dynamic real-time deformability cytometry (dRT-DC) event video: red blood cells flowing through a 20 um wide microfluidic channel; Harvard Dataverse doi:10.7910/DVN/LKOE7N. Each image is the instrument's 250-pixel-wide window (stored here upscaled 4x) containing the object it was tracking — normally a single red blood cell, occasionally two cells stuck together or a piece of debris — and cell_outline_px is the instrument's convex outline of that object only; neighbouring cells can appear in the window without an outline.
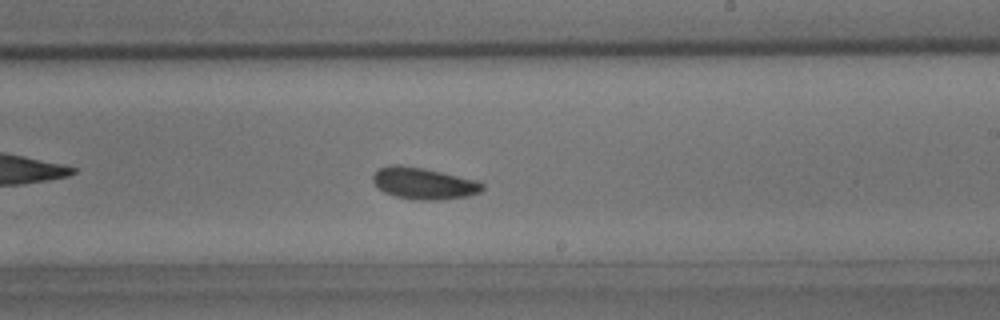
{"species": "common noctule bat (a hibernating species)", "species_latin": "Nyctalus noctula", "temperature_condition": "room temperature", "stored_images_in_passage": 43, "camera_frame_rate_fps": 3000, "um_per_image_px": 0.085, "animal": {"sex": "male", "body_mass_g": 15.6}, "frame": {"image": 1, "passage_image": 25, "time_ms": 8.0, "image_size_px": [1000, 320], "cell_outline_px": [[484, 188], [480, 192], [468, 196], [440, 200], [416, 200], [396, 196], [384, 192], [372, 180], [372, 176], [380, 168], [392, 164], [400, 164], [424, 168], [480, 180], [484, 184]], "centroid_in_image_um": [36.07, 15.58], "position_along_channel_um": 252.9, "area_um2": 20.35}}
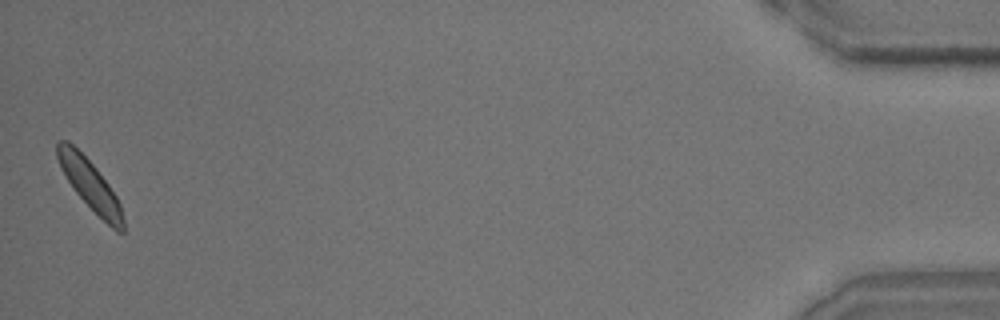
{"frame": {"image": 2, "passage_image": 43, "time_ms": 14.0, "image_size_px": [1000, 320], "cell_outline_px": [[124, 232], [116, 232], [76, 192], [68, 180], [56, 156], [56, 140], [68, 140], [96, 168], [108, 184], [116, 196], [120, 204], [124, 220]], "centroid_in_image_um": [7.65, 15.69], "position_along_channel_um": 427.5, "area_um2": 18.55}}